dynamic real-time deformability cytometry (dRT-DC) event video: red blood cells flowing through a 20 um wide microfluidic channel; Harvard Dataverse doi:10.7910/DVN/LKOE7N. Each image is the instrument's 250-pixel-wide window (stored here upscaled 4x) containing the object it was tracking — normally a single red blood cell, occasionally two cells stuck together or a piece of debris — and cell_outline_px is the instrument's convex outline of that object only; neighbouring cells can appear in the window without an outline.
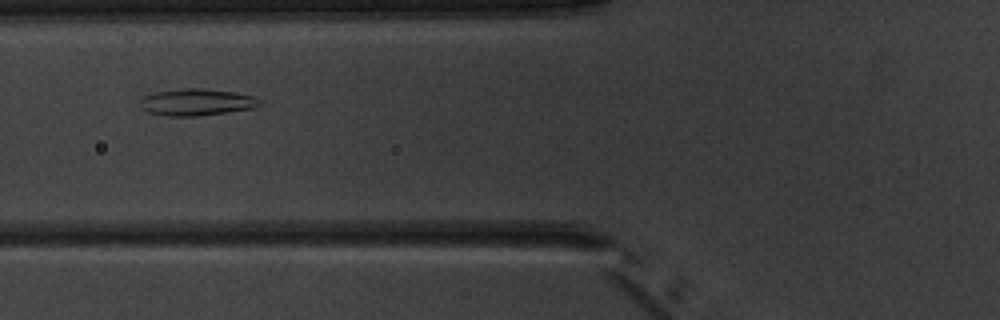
{"species": "common noctule bat (a hibernating species)", "species_latin": "Nyctalus noctula", "temperature_condition": "warm", "stored_images_in_passage": 6, "camera_frame_rate_fps": 3000, "um_per_image_px": 0.085, "animal": {"sex": "male", "body_mass_g": 20.1, "forearm_length_mm": 53.5}, "frame": {"image": 1, "passage_image": 3, "time_ms": 2.333, "image_size_px": [1000, 320], "cell_outline_px": [[260, 104], [252, 108], [228, 112], [196, 116], [164, 116], [148, 112], [140, 108], [136, 104], [136, 100], [144, 96], [156, 92], [184, 88], [200, 88], [232, 92], [252, 96], [260, 100]], "centroid_in_image_um": [16.59, 8.69], "position_along_channel_um": 109.2, "area_um2": 18.73}}
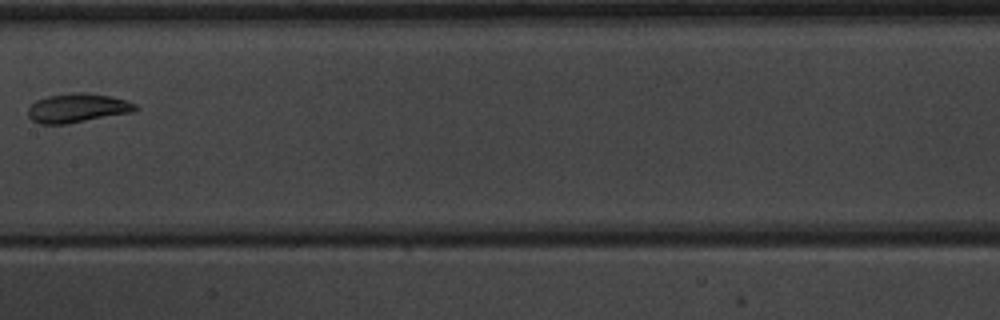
{"frame": {"image": 2, "passage_image": 5, "time_ms": 4.667, "image_size_px": [1000, 320], "cell_outline_px": [[140, 108], [132, 112], [64, 124], [40, 124], [32, 120], [28, 116], [28, 108], [36, 100], [48, 96], [72, 92], [88, 92], [112, 96], [128, 100], [136, 104]], "centroid_in_image_um": [6.6, 9.16], "position_along_channel_um": 200.8, "area_um2": 18.26}}
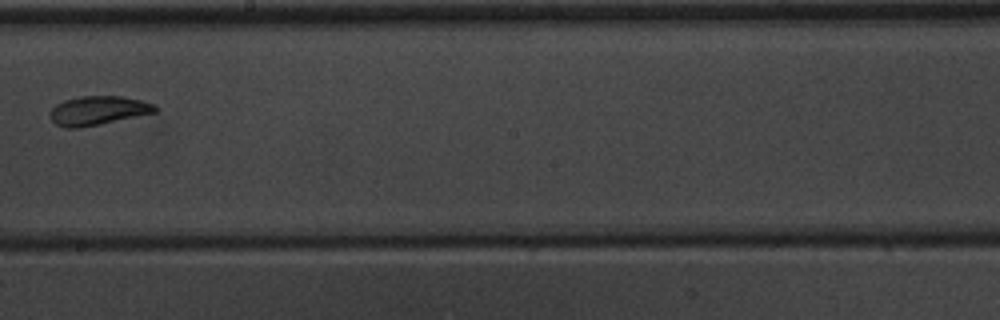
{"frame": {"image": 3, "passage_image": 6, "time_ms": 5.667, "image_size_px": [1000, 320], "cell_outline_px": [[160, 108], [156, 112], [100, 124], [80, 128], [68, 128], [56, 124], [52, 120], [52, 108], [56, 104], [64, 100], [80, 96], [120, 96], [140, 100], [152, 104]], "centroid_in_image_um": [8.35, 9.39], "position_along_channel_um": 239.9, "area_um2": 17.51}}